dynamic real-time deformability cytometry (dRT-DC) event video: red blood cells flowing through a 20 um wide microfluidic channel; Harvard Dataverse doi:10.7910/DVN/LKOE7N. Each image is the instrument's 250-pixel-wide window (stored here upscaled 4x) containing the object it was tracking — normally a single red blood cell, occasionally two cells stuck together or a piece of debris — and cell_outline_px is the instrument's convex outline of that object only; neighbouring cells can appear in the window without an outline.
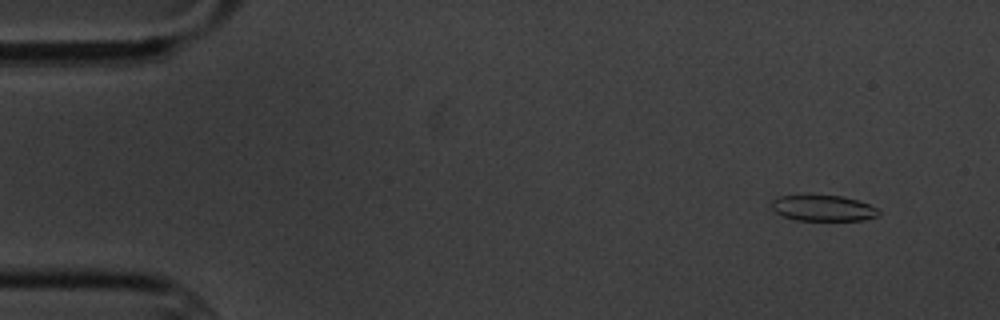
{"species": "common noctule bat (a hibernating species)", "species_latin": "Nyctalus noctula", "temperature_condition": "cold", "stored_images_in_passage": 7, "camera_frame_rate_fps": 3000, "um_per_image_px": 0.085, "animal": {"sex": "male", "body_mass_g": 20.1, "forearm_length_mm": 53.5}, "frame": {"image": 1, "passage_image": 2, "time_ms": 1.0, "image_size_px": [1000, 320], "cell_outline_px": [[880, 212], [876, 216], [864, 220], [796, 220], [784, 216], [776, 212], [772, 208], [772, 200], [776, 196], [804, 192], [812, 192], [844, 196], [868, 204], [876, 208]], "centroid_in_image_um": [69.88, 17.62], "position_along_channel_um": 15.1, "area_um2": 16.94}}